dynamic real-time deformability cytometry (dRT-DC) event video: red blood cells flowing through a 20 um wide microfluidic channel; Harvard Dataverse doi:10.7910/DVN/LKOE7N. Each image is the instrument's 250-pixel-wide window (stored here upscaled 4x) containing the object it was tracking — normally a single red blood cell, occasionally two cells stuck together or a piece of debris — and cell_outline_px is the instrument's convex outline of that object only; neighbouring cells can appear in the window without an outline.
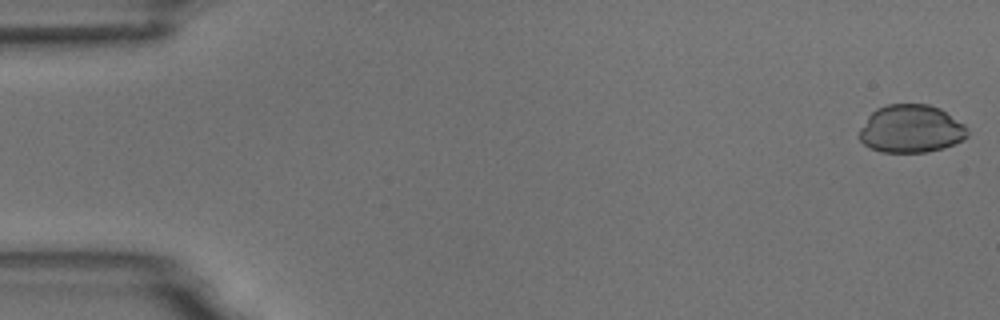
{"species": "common noctule bat (a hibernating species)", "species_latin": "Nyctalus noctula", "temperature_condition": "room temperature", "stored_images_in_passage": 52, "camera_frame_rate_fps": 3000, "um_per_image_px": 0.085, "animal": {"sex": "male", "body_mass_g": 18.8}, "frame": {"image": 1, "passage_image": 1, "time_ms": 0.0, "image_size_px": [1000, 320], "cell_outline_px": [[968, 136], [964, 140], [944, 148], [928, 152], [880, 152], [864, 144], [860, 140], [860, 128], [868, 116], [876, 108], [888, 104], [928, 104], [940, 108], [964, 124], [968, 128]], "centroid_in_image_um": [77.46, 10.95], "position_along_channel_um": 7.5, "area_um2": 30.35}}
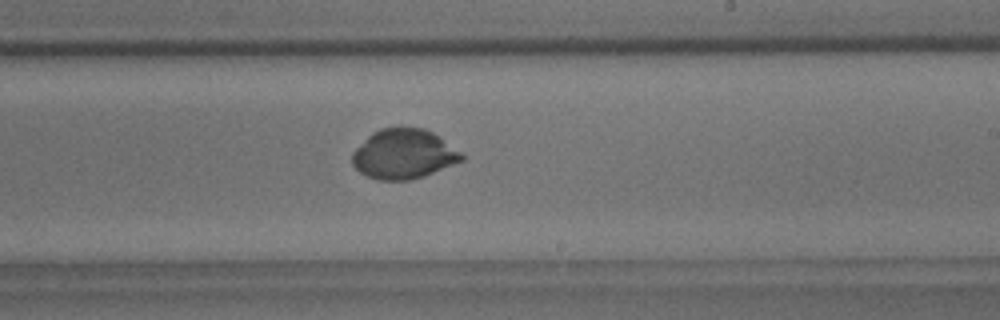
{"frame": {"image": 2, "passage_image": 32, "time_ms": 10.333, "image_size_px": [1000, 320], "cell_outline_px": [[464, 160], [424, 176], [408, 180], [376, 180], [360, 172], [352, 164], [352, 152], [372, 132], [380, 128], [400, 124], [424, 128], [432, 132], [460, 152], [464, 156]], "centroid_in_image_um": [34.28, 13.06], "position_along_channel_um": 254.7, "area_um2": 32.02}}
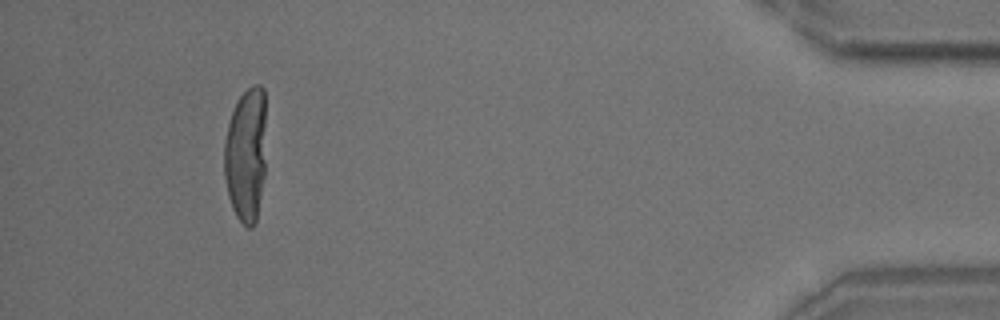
{"frame": {"image": 3, "passage_image": 50, "time_ms": 16.333, "image_size_px": [1000, 320], "cell_outline_px": [[264, 176], [256, 224], [252, 228], [248, 228], [236, 216], [232, 208], [228, 196], [224, 176], [224, 140], [228, 124], [232, 112], [240, 96], [252, 84], [260, 84], [264, 88]], "centroid_in_image_um": [20.89, 13.18], "position_along_channel_um": 414.3, "area_um2": 32.89}}